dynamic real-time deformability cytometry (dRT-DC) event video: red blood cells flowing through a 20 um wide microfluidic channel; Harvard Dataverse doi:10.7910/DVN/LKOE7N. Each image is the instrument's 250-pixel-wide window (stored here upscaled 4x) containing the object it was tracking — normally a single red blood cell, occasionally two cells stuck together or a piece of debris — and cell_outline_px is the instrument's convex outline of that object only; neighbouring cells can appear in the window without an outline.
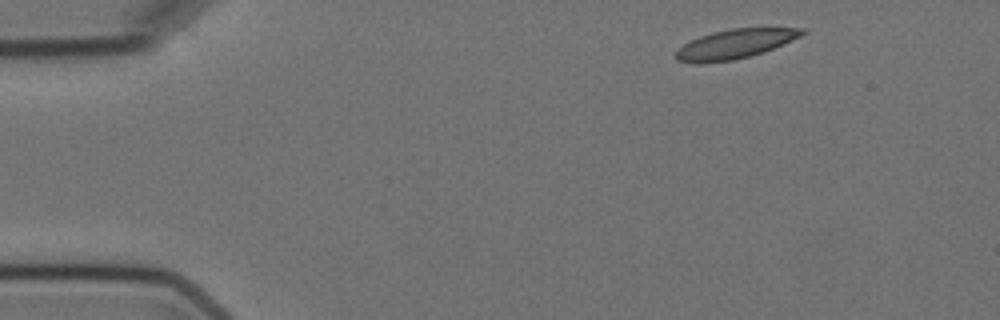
{"species": "Egyptian fruit bat (a non-hibernating species)", "species_latin": "Rousettus aegyptiacus", "temperature_condition": "cold", "stored_images_in_passage": 4, "camera_frame_rate_fps": 3000, "um_per_image_px": 0.085, "animal": {"sex": "female"}, "frame": {"image": 1, "passage_image": 1, "time_ms": 0.0, "image_size_px": [1000, 320], "cell_outline_px": [[808, 32], [792, 40], [764, 52], [732, 60], [700, 64], [696, 64], [676, 60], [676, 52], [684, 44], [700, 36], [712, 32], [732, 28], [804, 28]], "centroid_in_image_um": [62.47, 3.74], "position_along_channel_um": 22.5, "area_um2": 21.44}}